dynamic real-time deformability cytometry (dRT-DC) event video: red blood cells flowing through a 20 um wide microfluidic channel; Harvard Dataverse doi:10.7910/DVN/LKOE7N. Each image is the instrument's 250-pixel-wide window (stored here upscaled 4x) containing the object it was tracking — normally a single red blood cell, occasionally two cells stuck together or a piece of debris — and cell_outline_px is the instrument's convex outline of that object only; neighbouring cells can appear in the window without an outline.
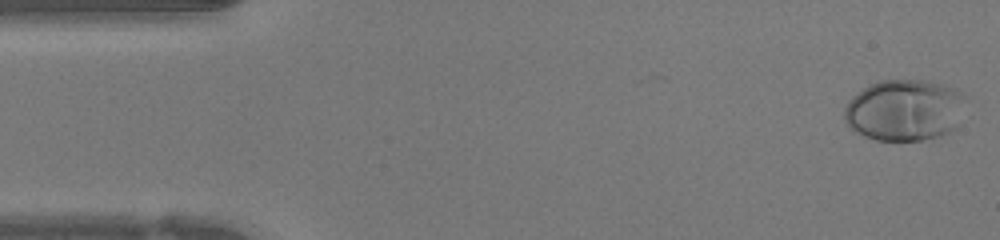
{"species": "human", "species_latin": "Homo sapiens", "temperature_condition": "warm", "stored_images_in_passage": 47, "camera_frame_rate_fps": 3000, "um_per_image_px": 0.085, "donor": {"sex": "female"}, "frame": {"image": 1, "passage_image": 1, "time_ms": 0.0, "image_size_px": [1000, 240], "cell_outline_px": [[968, 96], [960, 124], [956, 128], [940, 136], [924, 140], [876, 140], [864, 136], [856, 132], [844, 120], [844, 108], [848, 100], [852, 96], [864, 88], [880, 80], [920, 80], [940, 84], [952, 88]], "centroid_in_image_um": [76.92, 9.37], "position_along_channel_um": 8.1, "area_um2": 43.81}}
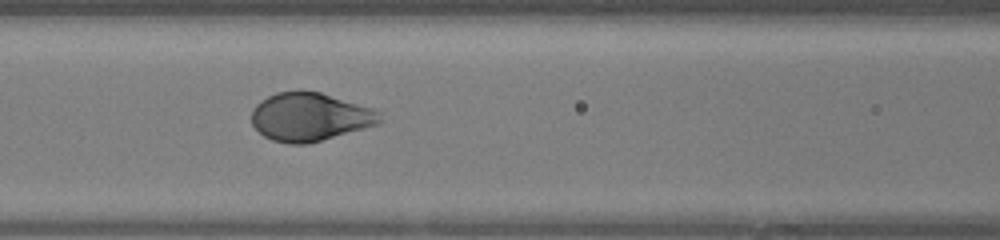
{"frame": {"image": 2, "passage_image": 19, "time_ms": 6.0, "image_size_px": [1000, 240], "cell_outline_px": [[380, 124], [308, 144], [288, 144], [272, 140], [264, 136], [252, 124], [252, 108], [260, 100], [276, 92], [296, 88], [300, 88], [320, 92], [376, 108], [380, 112]], "centroid_in_image_um": [26.34, 9.9], "position_along_channel_um": 140.3, "area_um2": 36.88}}
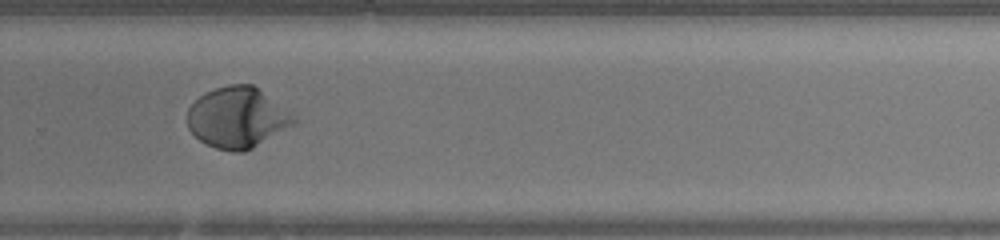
{"frame": {"image": 3, "passage_image": 31, "time_ms": 10.0, "image_size_px": [1000, 240], "cell_outline_px": [[300, 120], [296, 124], [252, 148], [244, 152], [232, 152], [216, 148], [200, 140], [188, 128], [188, 108], [204, 92], [228, 84], [252, 84]], "centroid_in_image_um": [20.18, 10.0], "position_along_channel_um": 309.6, "area_um2": 37.45}, "authors_computed_cell_mechanics": {"area_um2": 37.6278, "velocity_mm_per_s": 4.2476, "shape_relaxation_time_tau1_ms": 3.1881, "shape_relaxation_time_tau2_ms": null, "deformation_change_tau1": 0.2162, "deformation_change_tau2": null}}